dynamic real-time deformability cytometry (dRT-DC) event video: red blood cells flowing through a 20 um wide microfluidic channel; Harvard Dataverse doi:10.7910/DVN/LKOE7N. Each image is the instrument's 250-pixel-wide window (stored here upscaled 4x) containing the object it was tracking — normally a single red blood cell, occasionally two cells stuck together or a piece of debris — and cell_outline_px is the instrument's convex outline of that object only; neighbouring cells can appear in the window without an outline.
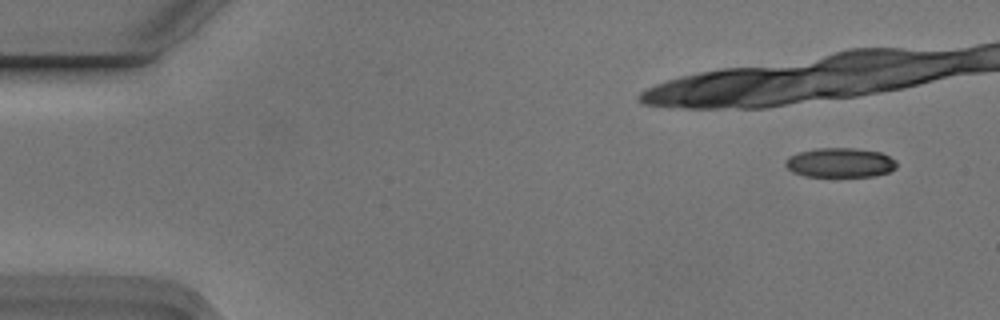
{"species": "Egyptian fruit bat (a non-hibernating species)", "species_latin": "Rousettus aegyptiacus", "temperature_condition": "cold", "stored_images_in_passage": 3, "camera_frame_rate_fps": 3000, "um_per_image_px": 0.085, "animal": {"sex": "male"}, "frame": {"image": 1, "passage_image": 1, "time_ms": 0.0, "image_size_px": [1000, 320], "cell_outline_px": [[896, 168], [888, 172], [876, 176], [804, 176], [792, 172], [784, 164], [788, 156], [800, 152], [816, 148], [852, 148], [880, 152], [896, 160]], "centroid_in_image_um": [71.4, 13.83], "position_along_channel_um": 13.6, "area_um2": 19.07}}